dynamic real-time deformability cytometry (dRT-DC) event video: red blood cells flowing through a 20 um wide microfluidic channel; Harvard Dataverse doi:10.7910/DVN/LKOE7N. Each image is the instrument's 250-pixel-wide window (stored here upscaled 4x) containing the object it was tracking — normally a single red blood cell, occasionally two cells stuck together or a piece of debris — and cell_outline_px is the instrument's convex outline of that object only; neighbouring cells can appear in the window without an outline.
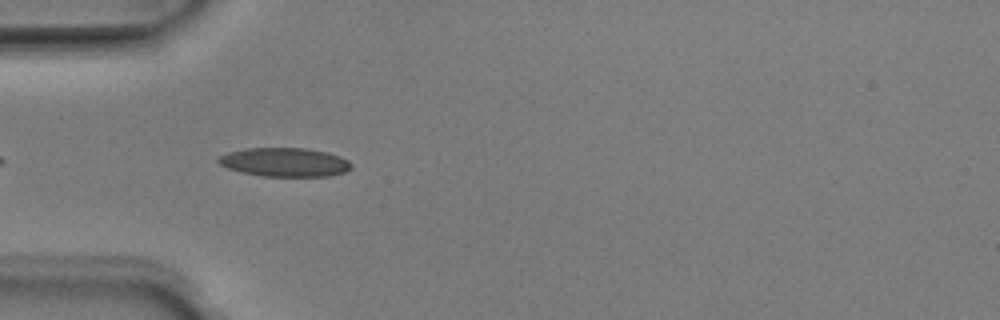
{"species": "Egyptian fruit bat (a non-hibernating species)", "species_latin": "Rousettus aegyptiacus", "temperature_condition": "room temperature", "stored_images_in_passage": 39, "camera_frame_rate_fps": 3000, "um_per_image_px": 0.085, "animal": {"sex": "male"}, "frame": {"image": 1, "passage_image": 4, "time_ms": 1.0, "image_size_px": [1000, 320], "cell_outline_px": [[352, 168], [344, 172], [328, 176], [264, 176], [240, 172], [228, 168], [220, 164], [216, 160], [220, 156], [228, 152], [244, 148], [308, 148], [328, 152], [340, 156], [348, 160], [352, 164]], "centroid_in_image_um": [24.21, 13.78], "position_along_channel_um": 60.8, "area_um2": 22.43}}
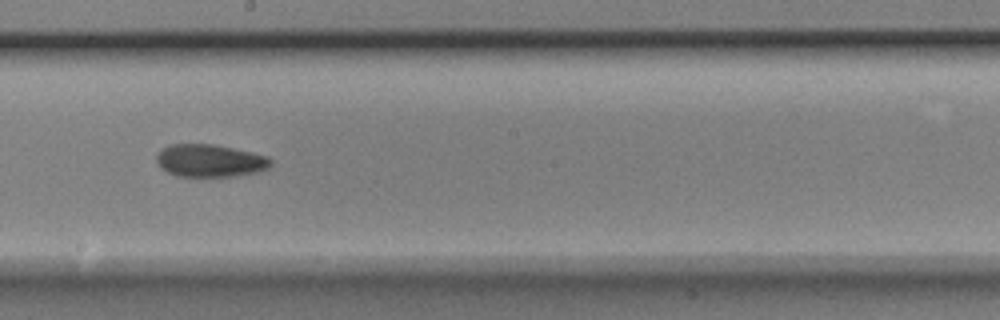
{"frame": {"image": 2, "passage_image": 17, "time_ms": 5.333, "image_size_px": [1000, 320], "cell_outline_px": [[272, 164], [268, 168], [260, 172], [232, 176], [176, 176], [160, 168], [156, 160], [156, 156], [160, 148], [168, 144], [212, 144], [252, 152], [268, 156], [272, 160]], "centroid_in_image_um": [17.83, 13.65], "position_along_channel_um": 230.4, "area_um2": 21.91}}
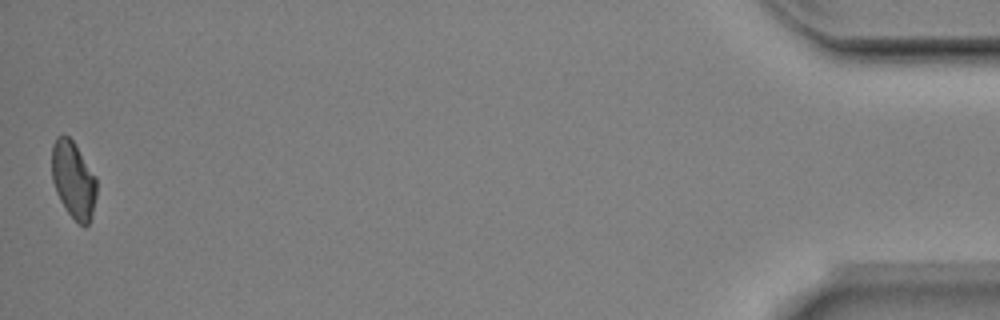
{"frame": {"image": 3, "passage_image": 39, "time_ms": 12.667, "image_size_px": [1000, 320], "cell_outline_px": [[96, 196], [92, 216], [88, 224], [84, 228], [64, 208], [56, 192], [52, 180], [52, 144], [56, 136], [68, 136], [72, 140], [96, 176]], "centroid_in_image_um": [6.23, 15.3], "position_along_channel_um": 429.0, "area_um2": 20.06}, "authors_computed_cell_mechanics": {"area_um2": 21.6172, "velocity_mm_per_s": 3.9727, "shape_relaxation_time_tau1_ms": 3.8701, "shape_relaxation_time_tau2_ms": null, "deformation_change_tau1": 0.1279, "deformation_change_tau2": null}}